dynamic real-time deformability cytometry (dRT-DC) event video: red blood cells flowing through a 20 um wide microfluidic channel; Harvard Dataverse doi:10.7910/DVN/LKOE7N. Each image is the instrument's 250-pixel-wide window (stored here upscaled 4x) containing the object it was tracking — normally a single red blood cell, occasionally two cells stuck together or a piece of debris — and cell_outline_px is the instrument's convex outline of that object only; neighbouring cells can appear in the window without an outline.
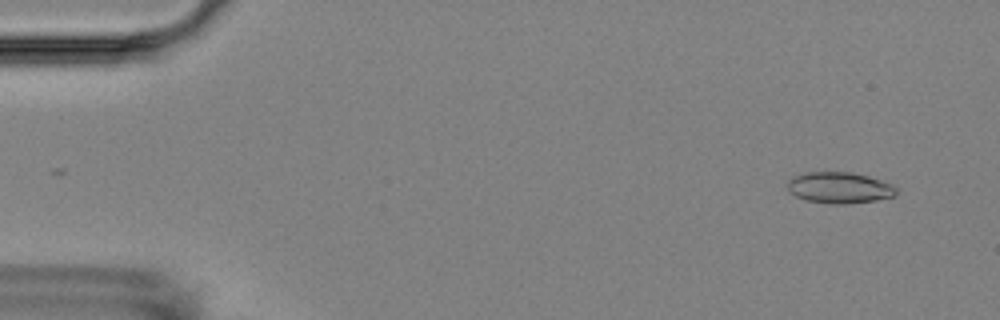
{"species": "Egyptian fruit bat (a non-hibernating species)", "species_latin": "Rousettus aegyptiacus", "temperature_condition": "room temperature", "stored_images_in_passage": 14, "camera_frame_rate_fps": 3000, "um_per_image_px": 0.085, "animal": {"sex": "female"}, "frame": {"image": 1, "passage_image": 2, "time_ms": 1.0, "image_size_px": [1000, 320], "cell_outline_px": [[896, 196], [876, 200], [844, 204], [832, 204], [804, 200], [796, 196], [788, 188], [788, 180], [792, 176], [804, 172], [852, 172], [868, 176], [892, 184], [896, 188]], "centroid_in_image_um": [71.34, 15.95], "position_along_channel_um": 13.7, "area_um2": 19.83}}
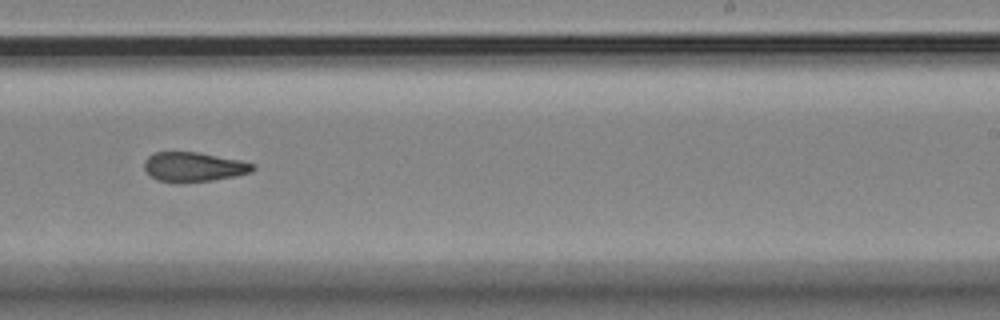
{"frame": {"image": 2, "passage_image": 10, "time_ms": 11.333, "image_size_px": [1000, 320], "cell_outline_px": [[256, 168], [252, 172], [236, 176], [212, 180], [184, 184], [172, 184], [160, 180], [152, 176], [144, 168], [144, 160], [148, 156], [156, 152], [196, 152], [240, 160], [256, 164]], "centroid_in_image_um": [16.48, 14.21], "position_along_channel_um": 272.5, "area_um2": 18.96}}
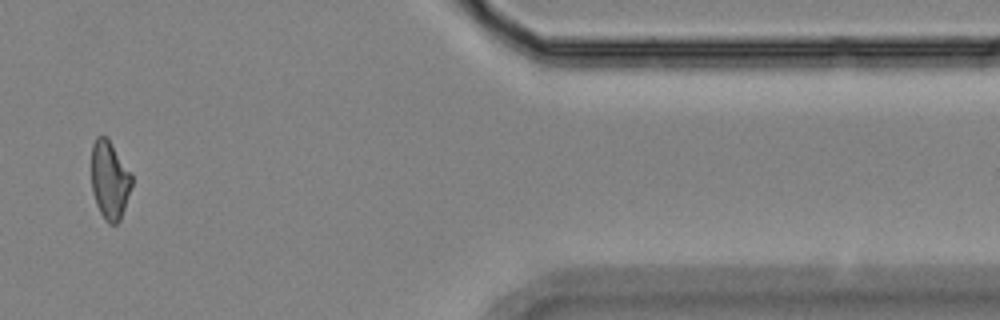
{"frame": {"image": 3, "passage_image": 14, "time_ms": 16.0, "image_size_px": [1000, 320], "cell_outline_px": [[132, 184], [120, 220], [116, 224], [108, 224], [104, 220], [96, 204], [92, 192], [92, 144], [96, 136], [104, 136], [108, 140], [132, 172]], "centroid_in_image_um": [9.32, 15.33], "position_along_channel_um": 402.1, "area_um2": 18.32}, "authors_computed_cell_mechanics": {"area_um2": 19.1318, "velocity_mm_per_s": 3.5965, "shape_relaxation_time_tau1_ms": null, "shape_relaxation_time_tau2_ms": 3.1381, "deformation_change_tau1": null, "deformation_change_tau2": 0.0945}}